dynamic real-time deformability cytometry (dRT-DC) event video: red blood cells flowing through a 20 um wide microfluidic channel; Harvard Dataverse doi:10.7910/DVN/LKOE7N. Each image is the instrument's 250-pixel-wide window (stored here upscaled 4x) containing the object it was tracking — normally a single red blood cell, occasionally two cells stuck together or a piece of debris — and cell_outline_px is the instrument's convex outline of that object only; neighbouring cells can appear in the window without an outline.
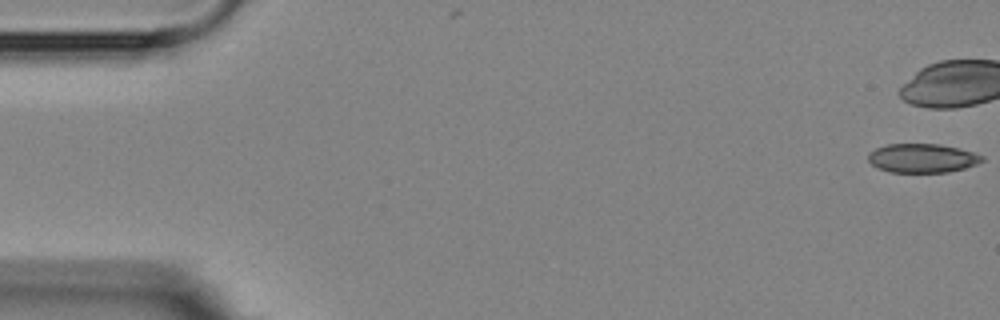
{"species": "Egyptian fruit bat (a non-hibernating species)", "species_latin": "Rousettus aegyptiacus", "temperature_condition": "room temperature", "stored_images_in_passage": 5, "camera_frame_rate_fps": 3000, "um_per_image_px": 0.085, "animal": {"sex": "female"}, "frame": {"image": 1, "passage_image": 1, "time_ms": 0.0, "image_size_px": [1000, 320], "cell_outline_px": [[984, 160], [976, 164], [964, 168], [948, 172], [888, 172], [872, 164], [868, 160], [868, 152], [876, 148], [888, 144], [940, 144], [972, 152], [984, 156]], "centroid_in_image_um": [78.38, 13.44], "position_along_channel_um": 6.6, "area_um2": 19.07}}